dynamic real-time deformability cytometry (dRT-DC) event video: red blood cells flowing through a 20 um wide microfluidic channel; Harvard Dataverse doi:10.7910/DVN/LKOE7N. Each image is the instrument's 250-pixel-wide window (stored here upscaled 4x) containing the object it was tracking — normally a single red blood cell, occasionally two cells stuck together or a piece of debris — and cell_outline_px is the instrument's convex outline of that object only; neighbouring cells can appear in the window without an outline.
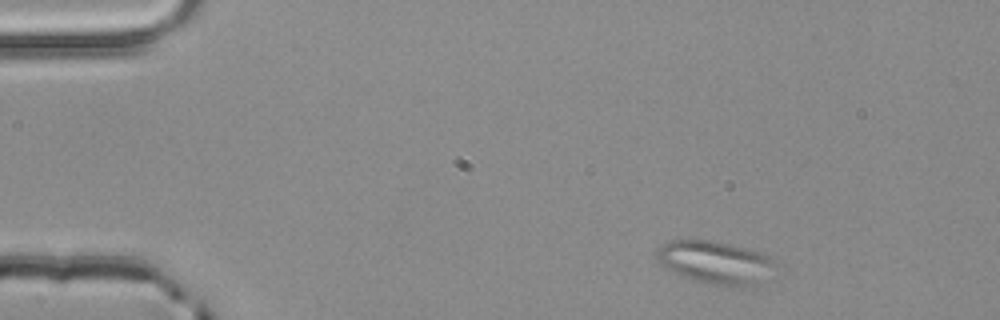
{"species": "common noctule bat (a hibernating species)", "species_latin": "Nyctalus noctula", "temperature_condition": "room temperature", "stored_images_in_passage": 3, "camera_frame_rate_fps": 3000, "um_per_image_px": 0.085, "animal": {"sex": "male", "body_mass_g": 20.4}, "frame": {"image": 1, "passage_image": 1, "time_ms": 0.0, "image_size_px": [1000, 320], "cell_outline_px": [[776, 264], [756, 288], [728, 288], [708, 284], [692, 280], [680, 276], [668, 268], [660, 260], [656, 252], [668, 240], [708, 240], [728, 244], [764, 252]], "centroid_in_image_um": [60.87, 22.35], "position_along_channel_um": 24.1, "area_um2": 29.88}}
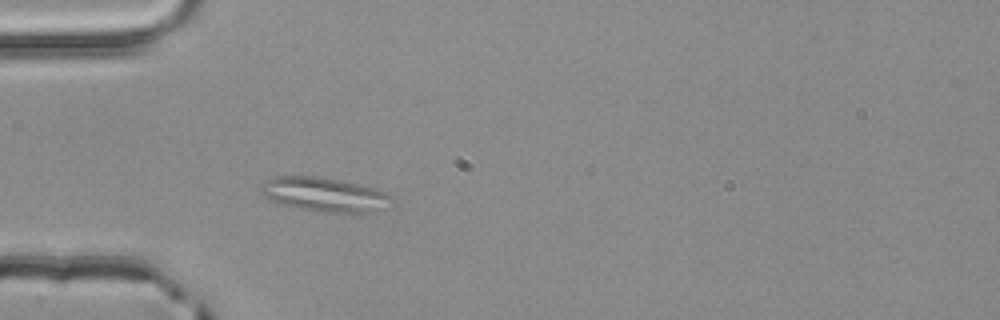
{"frame": {"image": 2, "passage_image": 3, "time_ms": 0.667, "image_size_px": [1000, 320], "cell_outline_px": [[392, 200], [384, 208], [372, 212], [352, 216], [320, 212], [292, 208], [272, 200], [260, 192], [260, 184], [264, 180], [276, 176], [312, 176], [340, 180], [360, 184], [376, 188], [388, 192], [392, 196]], "centroid_in_image_um": [27.62, 16.58], "position_along_channel_um": 57.4, "area_um2": 26.99}}